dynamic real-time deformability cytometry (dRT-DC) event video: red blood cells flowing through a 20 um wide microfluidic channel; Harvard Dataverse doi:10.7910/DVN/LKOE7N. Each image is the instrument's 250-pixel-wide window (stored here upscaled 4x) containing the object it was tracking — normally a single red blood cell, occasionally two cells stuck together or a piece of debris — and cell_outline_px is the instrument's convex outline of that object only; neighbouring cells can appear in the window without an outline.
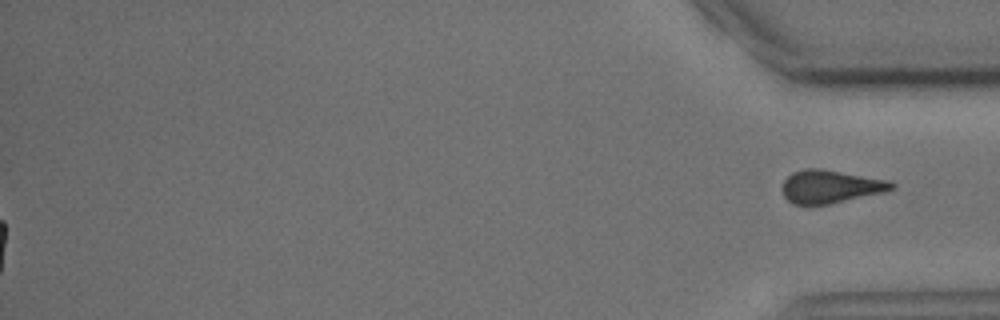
{"species": "common noctule bat (a hibernating species)", "species_latin": "Nyctalus noctula", "temperature_condition": "cold", "stored_images_in_passage": 53, "segment_of_instrument_passage": [2, 2], "camera_frame_rate_fps": 3000, "um_per_image_px": 0.085, "animal": {"sex": "male", "body_mass_g": 15.6}, "frame": {"image": 1, "passage_image": 53, "time_ms": 17.333, "image_size_px": [1000, 320], "cell_outline_px": [[896, 188], [884, 192], [828, 204], [792, 204], [784, 196], [780, 188], [784, 180], [792, 172], [804, 168], [824, 168], [892, 180], [896, 184]], "centroid_in_image_um": [70.61, 15.83], "position_along_channel_um": 364.6, "area_um2": 21.5}}